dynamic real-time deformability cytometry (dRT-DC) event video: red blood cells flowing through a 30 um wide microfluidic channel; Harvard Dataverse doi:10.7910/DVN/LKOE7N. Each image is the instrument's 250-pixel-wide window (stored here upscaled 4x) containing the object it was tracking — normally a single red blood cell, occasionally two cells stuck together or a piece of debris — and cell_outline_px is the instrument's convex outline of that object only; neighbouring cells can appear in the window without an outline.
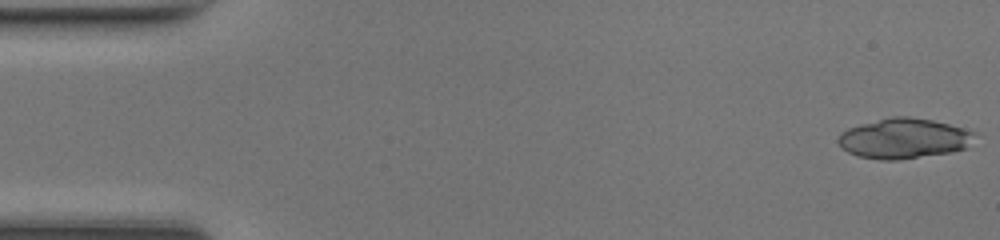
{"species": "common noctule bat (a hibernating species)", "species_latin": "Nyctalus noctula", "temperature_condition": "room temperature", "stored_images_in_passage": 18, "camera_frame_rate_fps": 3000, "um_per_image_px": 0.085, "animal": {"sex": "female", "body_mass_g": 17.0, "forearm_length_mm": 48.0}, "frame": {"image": 1, "passage_image": 1, "time_ms": 0.0, "image_size_px": [1000, 240], "cell_outline_px": [[976, 132], [968, 148], [952, 152], [896, 160], [880, 160], [856, 156], [848, 152], [836, 140], [840, 132], [848, 128], [892, 116], [908, 116], [932, 120], [948, 124]], "centroid_in_image_um": [76.82, 11.77], "position_along_channel_um": 8.2, "area_um2": 31.91}}